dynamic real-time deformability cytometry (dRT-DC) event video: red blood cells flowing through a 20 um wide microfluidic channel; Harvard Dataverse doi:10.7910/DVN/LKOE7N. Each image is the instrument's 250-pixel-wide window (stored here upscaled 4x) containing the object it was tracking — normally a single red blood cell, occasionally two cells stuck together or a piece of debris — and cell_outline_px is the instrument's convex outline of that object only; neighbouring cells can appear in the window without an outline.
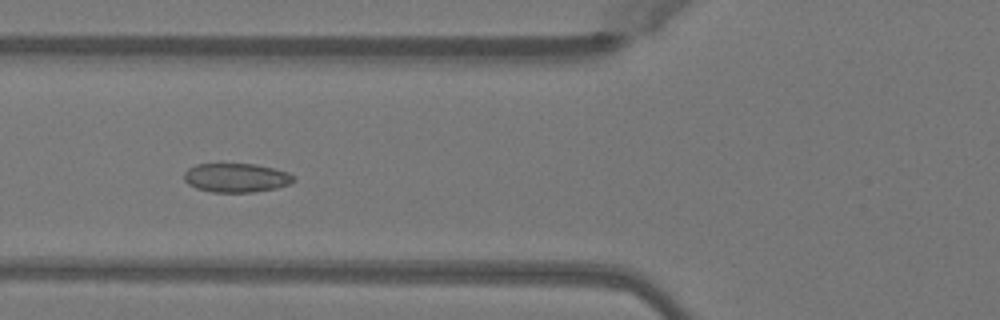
{"species": "Egyptian fruit bat (a non-hibernating species)", "species_latin": "Rousettus aegyptiacus", "temperature_condition": "warm", "stored_images_in_passage": 42, "camera_frame_rate_fps": 3000, "um_per_image_px": 0.085, "animal": {"sex": "female"}, "frame": {"image": 1, "passage_image": 11, "time_ms": 3.333, "image_size_px": [1000, 320], "cell_outline_px": [[296, 180], [288, 184], [276, 188], [252, 192], [212, 192], [196, 188], [188, 184], [184, 180], [184, 172], [188, 168], [196, 164], [256, 164], [288, 172], [296, 176]], "centroid_in_image_um": [20.08, 15.1], "position_along_channel_um": 105.7, "area_um2": 18.55}}
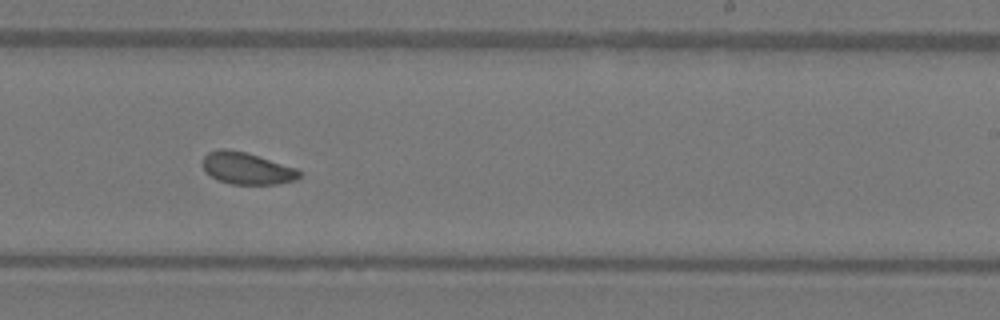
{"frame": {"image": 2, "passage_image": 23, "time_ms": 7.333, "image_size_px": [1000, 320], "cell_outline_px": [[300, 176], [296, 180], [280, 184], [232, 184], [220, 180], [204, 172], [200, 164], [204, 156], [208, 152], [220, 148], [228, 148], [244, 152], [296, 168], [300, 172]], "centroid_in_image_um": [20.93, 14.31], "position_along_channel_um": 268.1, "area_um2": 17.98}}
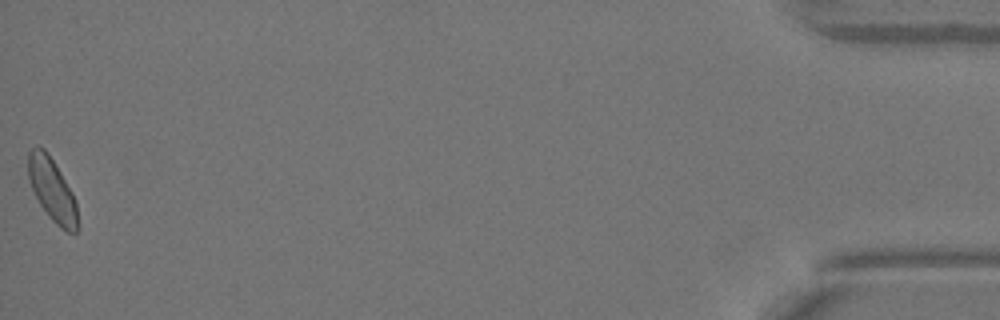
{"frame": {"image": 3, "passage_image": 42, "time_ms": 13.667, "image_size_px": [1000, 320], "cell_outline_px": [[76, 232], [68, 232], [60, 228], [48, 216], [40, 204], [32, 188], [28, 176], [28, 152], [32, 148], [44, 148], [48, 152], [72, 192], [76, 200]], "centroid_in_image_um": [4.41, 16.12], "position_along_channel_um": 430.8, "area_um2": 17.69}, "authors_computed_cell_mechanics": {"area_um2": 18.3804, "velocity_mm_per_s": 4.0754, "shape_relaxation_time_tau1_ms": 2.8772, "shape_relaxation_time_tau2_ms": 3.0437, "deformation_change_tau1": 0.0655, "deformation_change_tau2": 0.0608}}